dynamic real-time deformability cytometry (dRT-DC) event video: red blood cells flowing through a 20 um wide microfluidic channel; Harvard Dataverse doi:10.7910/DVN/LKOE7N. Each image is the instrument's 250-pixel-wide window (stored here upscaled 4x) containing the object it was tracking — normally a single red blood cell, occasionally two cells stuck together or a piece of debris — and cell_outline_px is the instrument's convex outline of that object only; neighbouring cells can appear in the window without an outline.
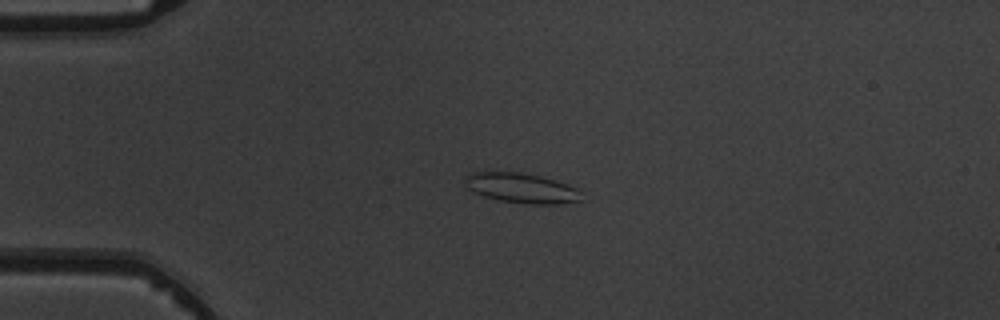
{"species": "common noctule bat (a hibernating species)", "species_latin": "Nyctalus noctula", "temperature_condition": "warm", "stored_images_in_passage": 4, "camera_frame_rate_fps": 3000, "um_per_image_px": 0.085, "animal": {"sex": "male", "body_mass_g": 19.5, "forearm_length_mm": 54.6}, "frame": {"image": 1, "passage_image": 3, "time_ms": 2.667, "image_size_px": [1000, 320], "cell_outline_px": [[580, 200], [556, 204], [532, 204], [500, 200], [484, 196], [472, 192], [468, 188], [464, 180], [464, 176], [468, 172], [488, 168], [524, 172], [556, 180], [568, 184], [576, 188]], "centroid_in_image_um": [44.16, 15.91], "position_along_channel_um": 40.8, "area_um2": 20.98}}